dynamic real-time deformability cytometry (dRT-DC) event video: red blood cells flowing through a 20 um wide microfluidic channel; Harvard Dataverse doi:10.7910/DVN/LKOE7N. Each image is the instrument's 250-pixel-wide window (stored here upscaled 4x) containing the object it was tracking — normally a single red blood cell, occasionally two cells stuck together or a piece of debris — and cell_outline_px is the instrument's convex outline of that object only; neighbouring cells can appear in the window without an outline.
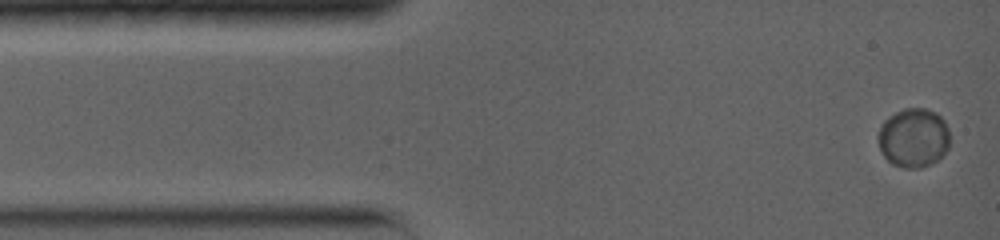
{"species": "common noctule bat (a hibernating species)", "species_latin": "Nyctalus noctula", "temperature_condition": "warm", "stored_images_in_passage": 50, "camera_frame_rate_fps": 5000, "um_per_image_px": 0.085, "animal": {"sex": "female", "body_mass_g": 19.0, "forearm_length_mm": 56.7}, "frame": {"image": 1, "passage_image": 1, "time_ms": 0.0, "image_size_px": [1000, 240], "cell_outline_px": [[948, 148], [936, 160], [920, 168], [904, 168], [892, 164], [884, 156], [880, 148], [880, 128], [884, 120], [888, 116], [904, 108], [924, 108], [936, 112], [944, 120], [948, 128]], "centroid_in_image_um": [77.65, 11.69], "position_along_channel_um": 7.3, "area_um2": 24.39}}
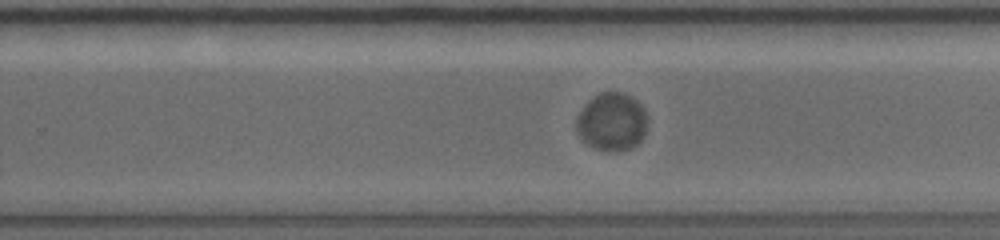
{"frame": {"image": 2, "passage_image": 25, "time_ms": 9.2, "image_size_px": [1000, 240], "cell_outline_px": [[648, 120], [644, 132], [640, 140], [636, 144], [628, 148], [608, 152], [584, 144], [576, 132], [576, 116], [584, 104], [588, 100], [600, 92], [620, 92], [636, 100], [644, 108], [648, 116]], "centroid_in_image_um": [51.96, 10.35], "position_along_channel_um": 277.8, "area_um2": 24.16}}
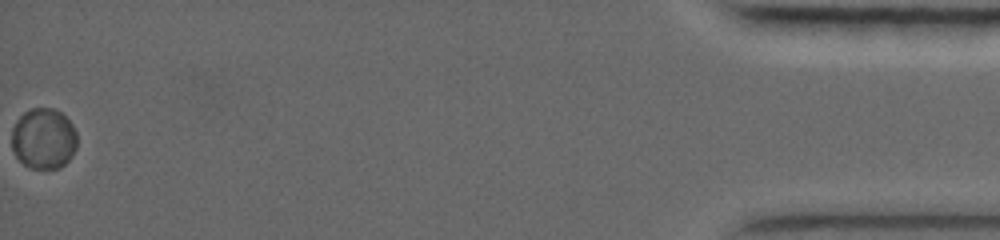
{"frame": {"image": 3, "passage_image": 50, "time_ms": 16.8, "image_size_px": [1000, 240], "cell_outline_px": [[76, 148], [72, 156], [60, 168], [32, 168], [24, 164], [16, 156], [12, 148], [12, 128], [16, 120], [24, 112], [32, 108], [52, 108], [60, 112], [72, 124], [76, 132]], "centroid_in_image_um": [3.7, 11.78], "position_along_channel_um": 431.5, "area_um2": 23.12}}